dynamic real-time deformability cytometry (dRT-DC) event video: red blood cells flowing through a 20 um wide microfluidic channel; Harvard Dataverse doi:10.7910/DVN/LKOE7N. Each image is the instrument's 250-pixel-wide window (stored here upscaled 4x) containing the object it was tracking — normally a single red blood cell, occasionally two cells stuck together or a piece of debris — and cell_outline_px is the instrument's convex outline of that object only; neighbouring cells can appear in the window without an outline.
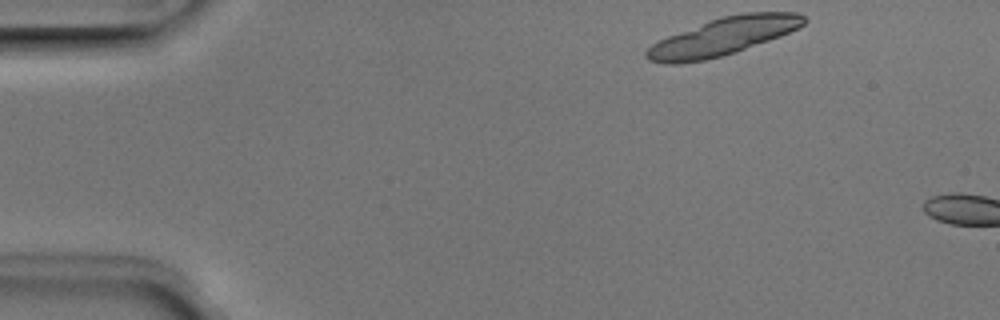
{"species": "Egyptian fruit bat (a non-hibernating species)", "species_latin": "Rousettus aegyptiacus", "temperature_condition": "room temperature", "stored_images_in_passage": 2, "camera_frame_rate_fps": 3000, "um_per_image_px": 0.085, "animal": {"sex": "male"}, "frame": {"image": 1, "passage_image": 1, "time_ms": 0.0, "image_size_px": [1000, 320], "cell_outline_px": [[808, 20], [804, 24], [780, 36], [736, 52], [704, 60], [680, 64], [664, 64], [648, 60], [644, 56], [644, 52], [652, 44], [668, 36], [712, 20], [724, 16], [744, 12], [796, 12], [804, 16]], "centroid_in_image_um": [61.45, 3.12], "position_along_channel_um": 23.6, "area_um2": 34.04}}